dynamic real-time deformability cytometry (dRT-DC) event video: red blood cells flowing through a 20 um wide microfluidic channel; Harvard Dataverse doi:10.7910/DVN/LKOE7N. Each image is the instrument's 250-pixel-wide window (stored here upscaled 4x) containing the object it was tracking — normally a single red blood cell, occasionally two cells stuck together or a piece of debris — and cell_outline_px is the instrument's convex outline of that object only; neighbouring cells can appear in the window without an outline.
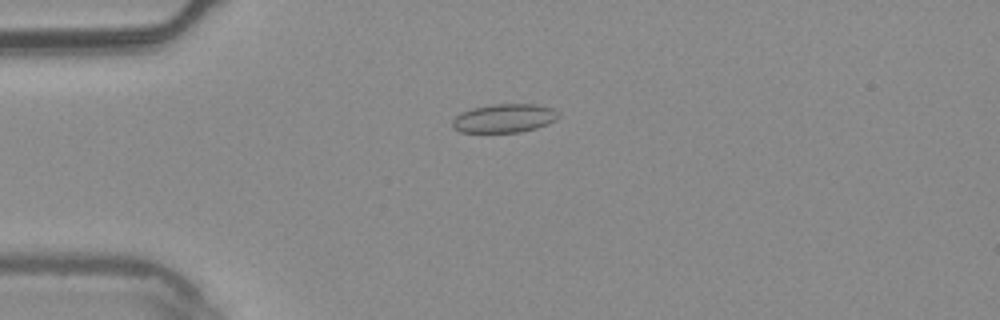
{"species": "common noctule bat (a hibernating species)", "species_latin": "Nyctalus noctula", "temperature_condition": "warm", "stored_images_in_passage": 9, "camera_frame_rate_fps": 3000, "um_per_image_px": 0.085, "animal": {"sex": "male", "body_mass_g": 20.4}, "frame": {"image": 1, "passage_image": 4, "time_ms": 1.0, "image_size_px": [1000, 320], "cell_outline_px": [[560, 116], [556, 120], [548, 124], [536, 128], [520, 132], [460, 132], [452, 128], [452, 120], [460, 112], [472, 108], [492, 104], [536, 104], [552, 108], [560, 112]], "centroid_in_image_um": [42.87, 10.05], "position_along_channel_um": 42.1, "area_um2": 17.92}}
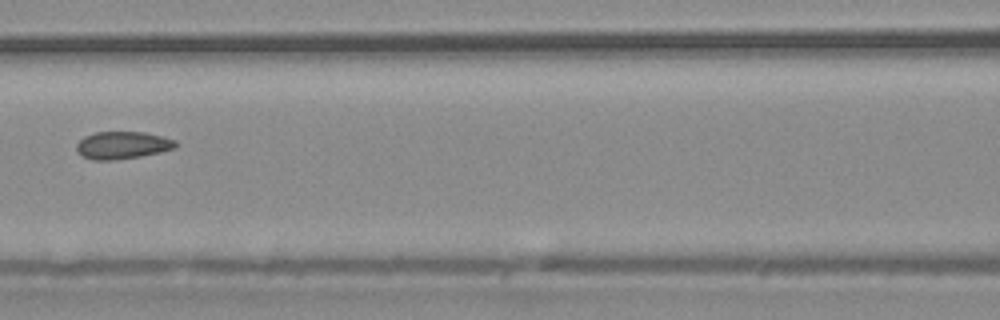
{"frame": {"image": 2, "passage_image": 7, "time_ms": 2.0, "image_size_px": [1000, 320], "cell_outline_px": [[176, 148], [160, 152], [140, 156], [112, 160], [92, 160], [84, 156], [76, 148], [76, 144], [84, 136], [96, 132], [144, 132], [176, 140]], "centroid_in_image_um": [10.41, 12.34], "position_along_channel_um": 156.2, "area_um2": 15.66}}